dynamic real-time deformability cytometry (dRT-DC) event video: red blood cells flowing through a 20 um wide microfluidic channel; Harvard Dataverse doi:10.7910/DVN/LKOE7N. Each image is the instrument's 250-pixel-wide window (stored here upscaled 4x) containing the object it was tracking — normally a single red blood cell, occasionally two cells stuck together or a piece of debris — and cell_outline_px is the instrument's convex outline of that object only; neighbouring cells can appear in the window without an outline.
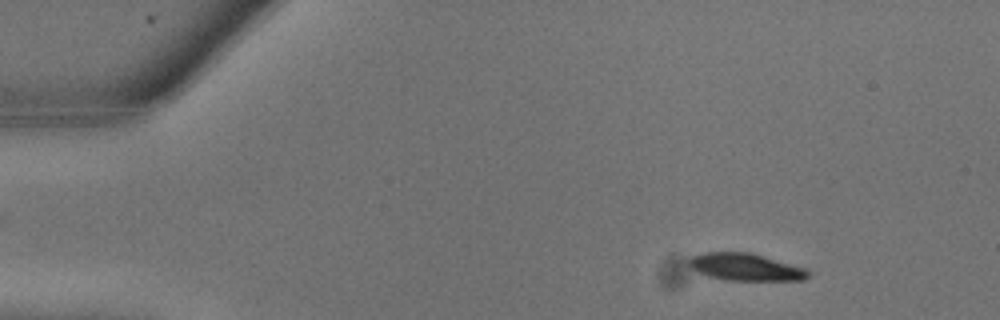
{"species": "common noctule bat (a hibernating species)", "species_latin": "Nyctalus noctula", "temperature_condition": "warm", "stored_images_in_passage": 9, "camera_frame_rate_fps": 3000, "um_per_image_px": 0.085, "animal": {"sex": "male", "body_mass_g": 13.3}, "frame": {"image": 1, "passage_image": 3, "time_ms": 0.667, "image_size_px": [1000, 320], "cell_outline_px": [[812, 276], [804, 280], [728, 280], [708, 276], [692, 268], [688, 264], [688, 260], [692, 256], [704, 252], [752, 252], [808, 268], [812, 272]], "centroid_in_image_um": [63.47, 22.69], "position_along_channel_um": 21.5, "area_um2": 19.25}}
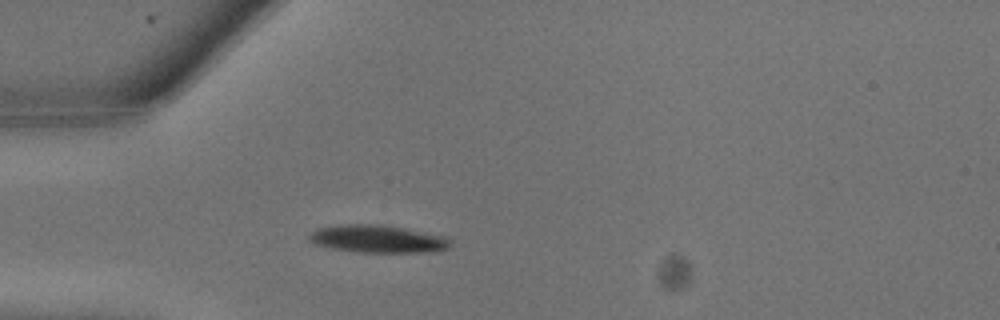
{"frame": {"image": 2, "passage_image": 7, "time_ms": 2.0, "image_size_px": [1000, 320], "cell_outline_px": [[452, 248], [436, 252], [356, 252], [332, 248], [316, 244], [308, 240], [308, 236], [316, 228], [340, 224], [384, 224], [444, 236], [452, 240]], "centroid_in_image_um": [32.15, 20.31], "position_along_channel_um": 52.9, "area_um2": 23.06}}